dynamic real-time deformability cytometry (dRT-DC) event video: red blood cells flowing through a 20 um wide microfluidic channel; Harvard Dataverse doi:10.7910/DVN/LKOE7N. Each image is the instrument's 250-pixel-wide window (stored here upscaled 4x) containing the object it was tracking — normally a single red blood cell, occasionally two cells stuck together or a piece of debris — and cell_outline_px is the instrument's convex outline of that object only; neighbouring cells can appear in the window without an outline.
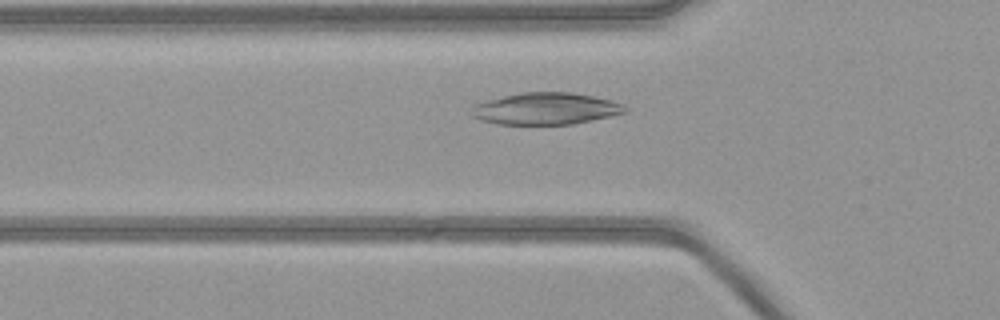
{"species": "common noctule bat (a hibernating species)", "species_latin": "Nyctalus noctula", "temperature_condition": "warm", "stored_images_in_passage": 39, "camera_frame_rate_fps": 3000, "um_per_image_px": 0.085, "animal": {"sex": "female", "body_mass_g": 21.9}, "frame": {"image": 1, "passage_image": 5, "time_ms": 1.333, "image_size_px": [1000, 320], "cell_outline_px": [[628, 112], [612, 116], [572, 124], [496, 124], [480, 120], [472, 116], [472, 108], [476, 104], [488, 100], [520, 92], [572, 92], [612, 100], [624, 104], [628, 108]], "centroid_in_image_um": [46.44, 9.23], "position_along_channel_um": 79.4, "area_um2": 28.55}}
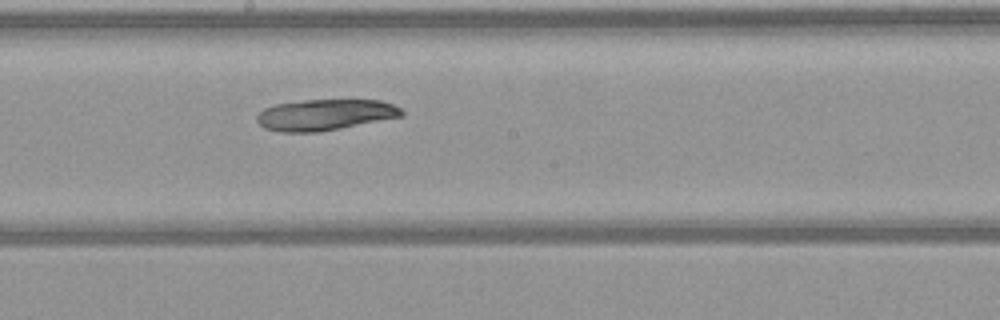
{"frame": {"image": 2, "passage_image": 16, "time_ms": 5.0, "image_size_px": [1000, 320], "cell_outline_px": [[404, 116], [340, 128], [316, 132], [280, 132], [264, 128], [256, 120], [256, 116], [264, 108], [276, 104], [304, 100], [380, 100], [392, 104], [400, 108], [404, 112]], "centroid_in_image_um": [27.62, 9.75], "position_along_channel_um": 220.6, "area_um2": 26.13}}
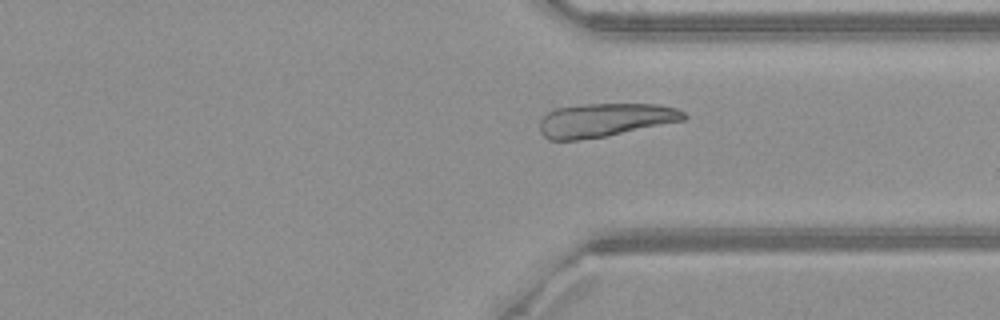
{"frame": {"image": 3, "passage_image": 27, "time_ms": 8.667, "image_size_px": [1000, 320], "cell_outline_px": [[688, 116], [684, 120], [608, 136], [576, 140], [548, 140], [540, 132], [540, 120], [548, 112], [556, 108], [584, 104], [660, 104], [676, 108], [684, 112]], "centroid_in_image_um": [51.42, 10.2], "position_along_channel_um": 360.0, "area_um2": 28.26}}